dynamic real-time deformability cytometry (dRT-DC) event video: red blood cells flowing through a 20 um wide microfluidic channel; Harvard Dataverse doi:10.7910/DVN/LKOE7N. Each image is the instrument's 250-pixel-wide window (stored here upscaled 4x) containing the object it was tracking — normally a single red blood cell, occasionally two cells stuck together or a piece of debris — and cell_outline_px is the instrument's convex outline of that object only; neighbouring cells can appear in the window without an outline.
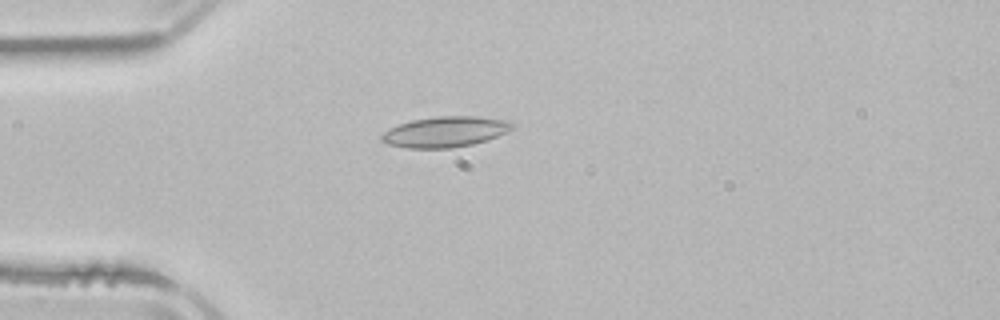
{"species": "common noctule bat (a hibernating species)", "species_latin": "Nyctalus noctula", "temperature_condition": "room temperature", "stored_images_in_passage": 2, "camera_frame_rate_fps": 3000, "um_per_image_px": 0.085, "animal": {"sex": "male", "body_mass_g": 21.5, "forearm_length_mm": 52.0}, "frame": {"image": 1, "passage_image": 2, "time_ms": 1.667, "image_size_px": [1000, 320], "cell_outline_px": [[516, 128], [508, 132], [488, 140], [472, 144], [452, 148], [408, 148], [388, 144], [380, 140], [380, 136], [388, 128], [412, 120], [436, 116], [476, 116], [512, 120], [516, 124]], "centroid_in_image_um": [37.92, 11.19], "position_along_channel_um": 47.1, "area_um2": 23.7}}